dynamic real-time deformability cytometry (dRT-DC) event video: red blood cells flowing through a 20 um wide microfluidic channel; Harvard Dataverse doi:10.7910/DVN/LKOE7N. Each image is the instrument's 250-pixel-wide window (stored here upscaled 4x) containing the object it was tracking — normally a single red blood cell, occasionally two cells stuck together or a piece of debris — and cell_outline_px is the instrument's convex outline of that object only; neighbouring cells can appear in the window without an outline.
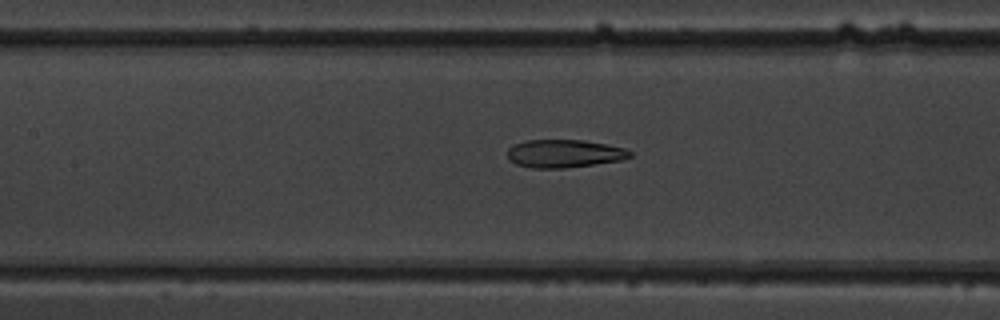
{"species": "common noctule bat (a hibernating species)", "species_latin": "Nyctalus noctula", "temperature_condition": "warm", "stored_images_in_passage": 53, "camera_frame_rate_fps": 3000, "um_per_image_px": 0.085, "animal": {"sex": "male", "body_mass_g": 19.5, "forearm_length_mm": 54.6}, "frame": {"image": 1, "passage_image": 25, "time_ms": 8.0, "image_size_px": [1000, 320], "cell_outline_px": [[632, 156], [620, 160], [564, 168], [532, 168], [516, 164], [508, 160], [508, 148], [512, 144], [524, 140], [584, 140], [608, 144], [624, 148], [632, 152]], "centroid_in_image_um": [47.92, 13.04], "position_along_channel_um": 159.5, "area_um2": 20.06}}
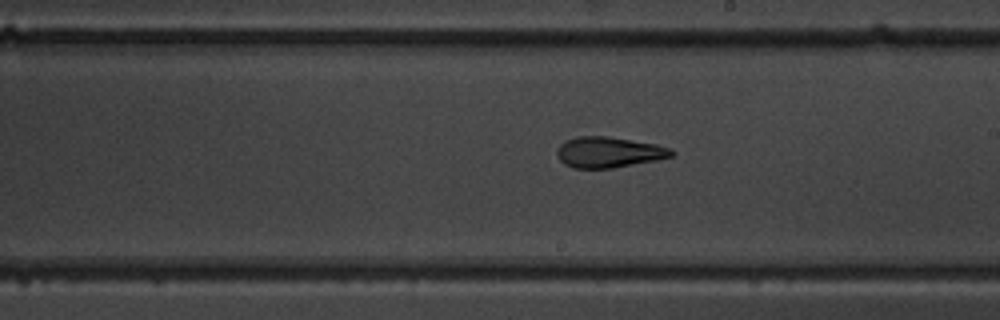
{"frame": {"image": 2, "passage_image": 31, "time_ms": 10.0, "image_size_px": [1000, 320], "cell_outline_px": [[676, 152], [672, 156], [656, 160], [612, 168], [572, 168], [564, 164], [560, 160], [556, 152], [560, 144], [576, 136], [608, 136], [656, 144], [672, 148]], "centroid_in_image_um": [51.76, 12.94], "position_along_channel_um": 237.2, "area_um2": 20.52}}
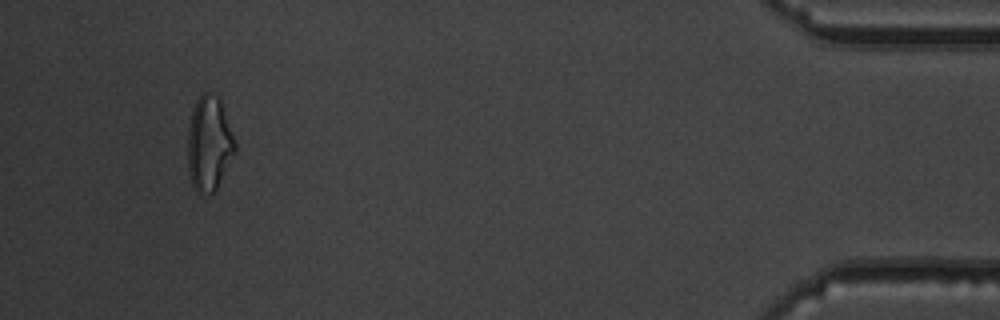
{"frame": {"image": 3, "passage_image": 50, "time_ms": 16.333, "image_size_px": [1000, 320], "cell_outline_px": [[236, 152], [216, 192], [196, 192], [192, 184], [188, 172], [188, 128], [192, 108], [200, 92], [212, 92], [220, 100], [236, 144]], "centroid_in_image_um": [17.77, 12.21], "position_along_channel_um": 417.4, "area_um2": 26.36}, "authors_computed_cell_mechanics": {"area_um2": 22.4264, "velocity_mm_per_s": 3.9, "shape_relaxation_time_tau1_ms": null, "shape_relaxation_time_tau2_ms": 2.0635, "deformation_change_tau1": null, "deformation_change_tau2": 0.1095}}